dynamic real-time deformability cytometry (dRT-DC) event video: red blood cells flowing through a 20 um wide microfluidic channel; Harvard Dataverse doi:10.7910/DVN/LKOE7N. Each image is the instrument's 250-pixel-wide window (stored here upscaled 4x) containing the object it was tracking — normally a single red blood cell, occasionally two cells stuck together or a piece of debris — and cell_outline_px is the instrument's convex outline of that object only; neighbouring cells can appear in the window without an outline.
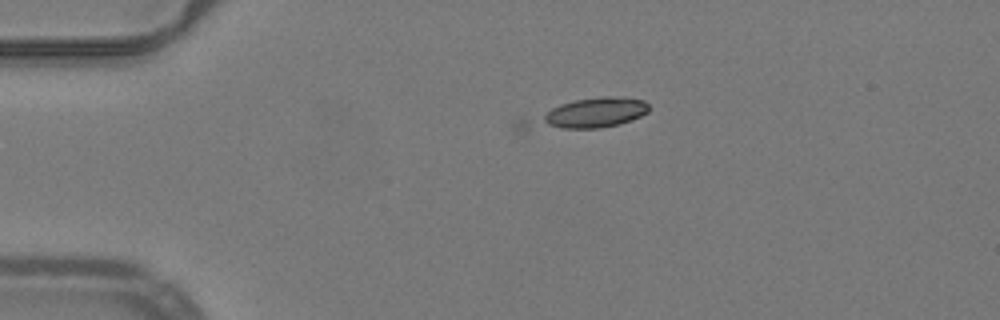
{"species": "common noctule bat (a hibernating species)", "species_latin": "Nyctalus noctula", "temperature_condition": "warm", "stored_images_in_passage": 16, "camera_frame_rate_fps": 3000, "um_per_image_px": 0.085, "animal": {"sex": "male", "body_mass_g": 19.2, "forearm_length_mm": 51.8}, "frame": {"image": 1, "passage_image": 16, "time_ms": 5.0, "image_size_px": [1000, 320], "cell_outline_px": [[648, 112], [632, 120], [620, 124], [600, 128], [524, 132], [516, 128], [512, 124], [512, 120], [560, 104], [576, 100], [604, 96], [624, 96], [644, 100], [648, 104]], "centroid_in_image_um": [49.63, 9.73], "position_along_channel_um": 35.4, "area_um2": 23.29}}